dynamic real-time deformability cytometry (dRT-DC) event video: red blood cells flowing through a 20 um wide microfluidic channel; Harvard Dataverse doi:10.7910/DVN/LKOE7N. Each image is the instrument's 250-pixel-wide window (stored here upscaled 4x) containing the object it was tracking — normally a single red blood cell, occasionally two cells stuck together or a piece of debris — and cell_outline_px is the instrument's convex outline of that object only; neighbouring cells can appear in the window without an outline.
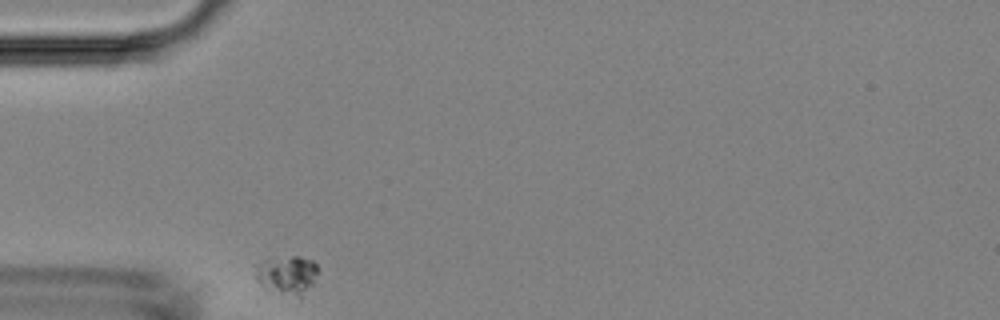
{"species": "Egyptian fruit bat (a non-hibernating species)", "species_latin": "Rousettus aegyptiacus", "temperature_condition": "room temperature", "stored_images_in_passage": 2, "camera_frame_rate_fps": 3000, "um_per_image_px": 0.085, "animal": {"sex": "female"}, "frame": {"image": 1, "passage_image": 1, "time_ms": 0.0, "image_size_px": [1000, 320], "cell_outline_px": [[316, 272], [312, 284], [300, 300], [260, 284], [256, 280], [256, 264], [272, 256], [300, 256], [312, 260], [316, 264]], "centroid_in_image_um": [24.39, 23.34], "position_along_channel_um": 60.6, "area_um2": 14.1}}